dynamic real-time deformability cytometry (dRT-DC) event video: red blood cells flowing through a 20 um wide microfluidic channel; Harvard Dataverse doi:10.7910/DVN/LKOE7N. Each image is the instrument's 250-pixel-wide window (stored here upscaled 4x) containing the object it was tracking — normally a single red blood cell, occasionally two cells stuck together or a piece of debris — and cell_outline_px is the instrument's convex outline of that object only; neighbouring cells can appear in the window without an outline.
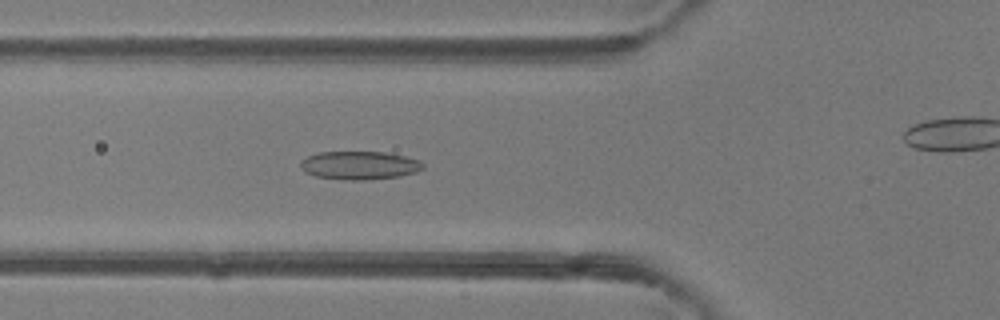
{"species": "common noctule bat (a hibernating species)", "species_latin": "Nyctalus noctula", "temperature_condition": "room temperature", "stored_images_in_passage": 37, "camera_frame_rate_fps": 3000, "um_per_image_px": 0.085, "animal": {"sex": "female"}, "frame": {"image": 1, "passage_image": 9, "time_ms": 2.667, "image_size_px": [1000, 320], "cell_outline_px": [[424, 168], [416, 172], [400, 176], [364, 180], [344, 180], [316, 176], [304, 172], [300, 168], [300, 164], [308, 156], [320, 152], [384, 152], [404, 156], [420, 160], [424, 164]], "centroid_in_image_um": [30.57, 14.06], "position_along_channel_um": 95.2, "area_um2": 20.17}}
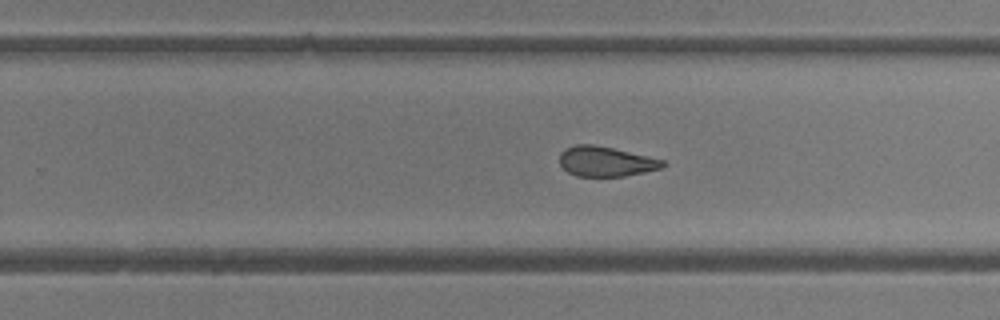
{"frame": {"image": 2, "passage_image": 22, "time_ms": 7.0, "image_size_px": [1000, 320], "cell_outline_px": [[664, 164], [660, 168], [644, 172], [624, 176], [576, 176], [568, 172], [560, 164], [560, 152], [576, 144], [592, 144], [612, 148], [648, 156], [664, 160]], "centroid_in_image_um": [51.47, 13.72], "position_along_channel_um": 278.3, "area_um2": 17.74}}
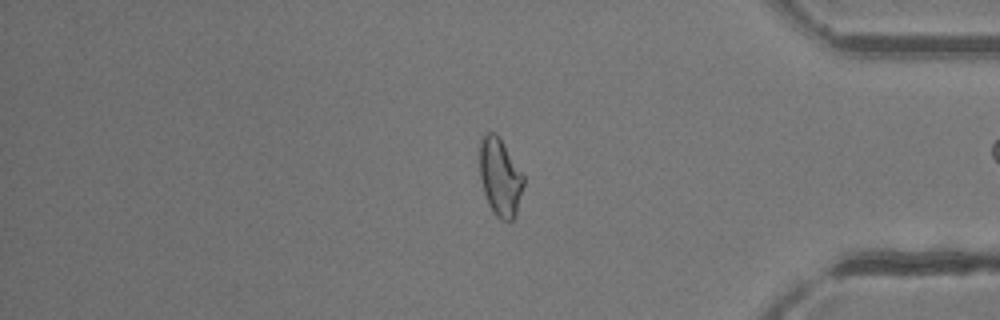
{"frame": {"image": 3, "passage_image": 32, "time_ms": 10.333, "image_size_px": [1000, 320], "cell_outline_px": [[524, 184], [516, 216], [508, 224], [500, 220], [496, 216], [488, 204], [484, 192], [480, 176], [480, 140], [484, 132], [496, 132], [524, 176]], "centroid_in_image_um": [42.51, 15.09], "position_along_channel_um": 392.7, "area_um2": 20.06}, "authors_computed_cell_mechanics": {"area_um2": 19.5364, "velocity_mm_per_s": 4.2206, "shape_relaxation_time_tau1_ms": null, "shape_relaxation_time_tau2_ms": 2.7925, "deformation_change_tau1": null, "deformation_change_tau2": 0.11}}